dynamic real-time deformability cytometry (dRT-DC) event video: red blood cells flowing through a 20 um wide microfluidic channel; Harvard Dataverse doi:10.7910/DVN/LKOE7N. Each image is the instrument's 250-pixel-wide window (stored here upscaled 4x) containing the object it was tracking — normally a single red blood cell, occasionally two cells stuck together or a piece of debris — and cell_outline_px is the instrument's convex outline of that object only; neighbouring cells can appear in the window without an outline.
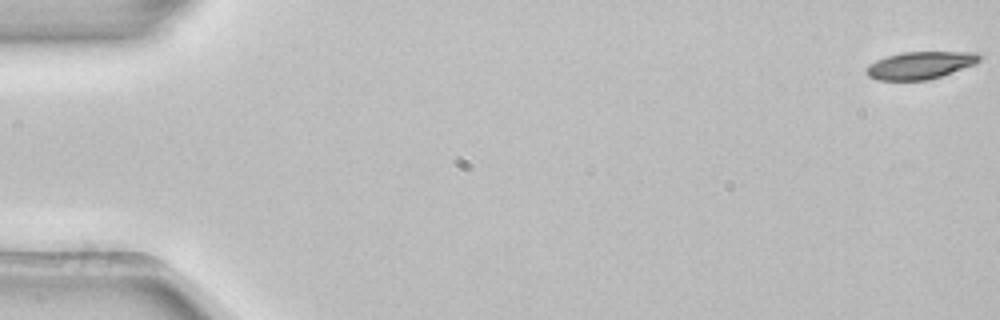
{"species": "common noctule bat (a hibernating species)", "species_latin": "Nyctalus noctula", "temperature_condition": "room temperature", "stored_images_in_passage": 5, "camera_frame_rate_fps": 3000, "um_per_image_px": 0.085, "animal": {"sex": "female", "body_mass_g": 22.7, "forearm_length_mm": 54.2}, "frame": {"image": 1, "passage_image": 1, "time_ms": 0.0, "image_size_px": [1000, 320], "cell_outline_px": [[984, 56], [976, 64], [928, 80], [876, 80], [868, 76], [864, 72], [864, 68], [868, 64], [876, 60], [900, 52], [976, 52]], "centroid_in_image_um": [78.2, 5.54], "position_along_channel_um": 6.8, "area_um2": 18.26}}
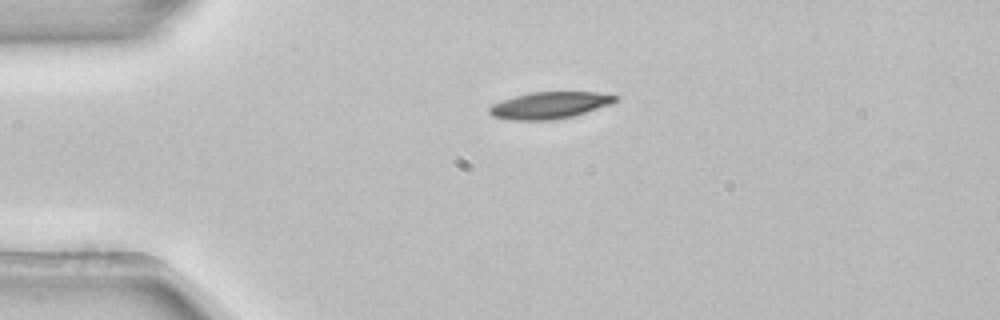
{"frame": {"image": 2, "passage_image": 4, "time_ms": 1.0, "image_size_px": [1000, 320], "cell_outline_px": [[620, 96], [612, 104], [572, 116], [552, 120], [512, 120], [492, 116], [488, 112], [488, 108], [492, 104], [500, 100], [528, 92], [596, 92]], "centroid_in_image_um": [46.69, 8.94], "position_along_channel_um": 38.3, "area_um2": 19.77}}